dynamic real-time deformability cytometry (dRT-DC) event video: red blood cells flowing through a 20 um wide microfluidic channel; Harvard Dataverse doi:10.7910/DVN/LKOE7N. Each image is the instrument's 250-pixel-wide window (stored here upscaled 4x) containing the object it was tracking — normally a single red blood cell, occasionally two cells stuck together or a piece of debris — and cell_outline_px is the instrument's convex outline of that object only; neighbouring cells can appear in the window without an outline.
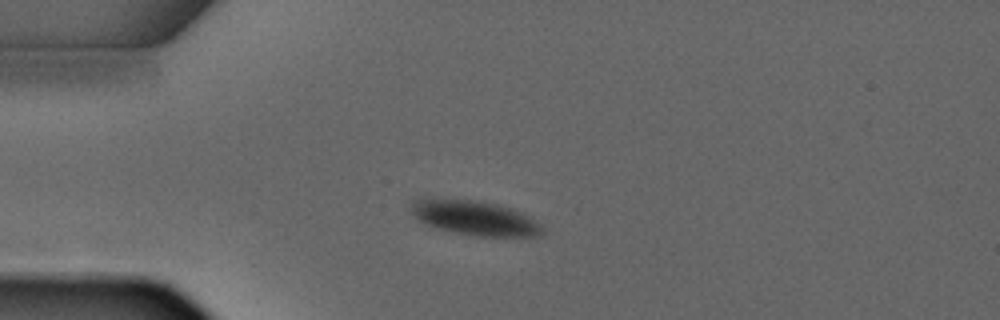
{"species": "common noctule bat (a hibernating species)", "species_latin": "Nyctalus noctula", "temperature_condition": "warm", "stored_images_in_passage": 3, "camera_frame_rate_fps": 3000, "um_per_image_px": 0.085, "animal": {"sex": "male", "forearm_length_mm": 52.5}, "frame": {"image": 1, "passage_image": 2, "time_ms": 2.0, "image_size_px": [1000, 320], "cell_outline_px": [[544, 232], [540, 236], [480, 236], [452, 232], [436, 228], [420, 220], [412, 212], [412, 204], [416, 200], [468, 200], [496, 204], [508, 208], [532, 220]], "centroid_in_image_um": [40.34, 18.56], "position_along_channel_um": 44.7, "area_um2": 24.97}}